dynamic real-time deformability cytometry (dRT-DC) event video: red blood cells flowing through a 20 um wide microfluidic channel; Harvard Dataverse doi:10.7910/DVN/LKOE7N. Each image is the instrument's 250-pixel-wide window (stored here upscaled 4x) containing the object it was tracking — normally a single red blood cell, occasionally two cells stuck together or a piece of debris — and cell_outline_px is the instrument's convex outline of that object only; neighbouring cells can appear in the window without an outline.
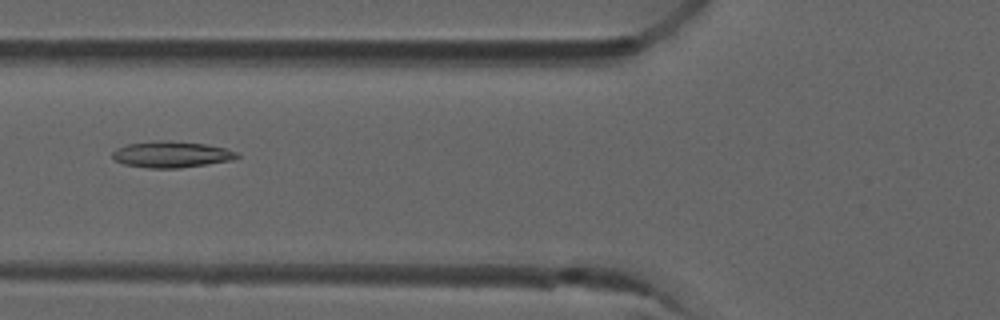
{"species": "common noctule bat (a hibernating species)", "species_latin": "Nyctalus noctula", "temperature_condition": "room temperature", "stored_images_in_passage": 6, "camera_frame_rate_fps": 3000, "um_per_image_px": 0.085, "animal": {"sex": "male", "forearm_length_mm": 52.5}, "frame": {"image": 1, "passage_image": 6, "time_ms": 1.667, "image_size_px": [1000, 320], "cell_outline_px": [[240, 156], [232, 160], [180, 168], [148, 168], [124, 164], [116, 160], [112, 156], [112, 152], [116, 148], [128, 144], [160, 140], [168, 140], [208, 144], [240, 152]], "centroid_in_image_um": [14.6, 13.12], "position_along_channel_um": 111.2, "area_um2": 19.13}}